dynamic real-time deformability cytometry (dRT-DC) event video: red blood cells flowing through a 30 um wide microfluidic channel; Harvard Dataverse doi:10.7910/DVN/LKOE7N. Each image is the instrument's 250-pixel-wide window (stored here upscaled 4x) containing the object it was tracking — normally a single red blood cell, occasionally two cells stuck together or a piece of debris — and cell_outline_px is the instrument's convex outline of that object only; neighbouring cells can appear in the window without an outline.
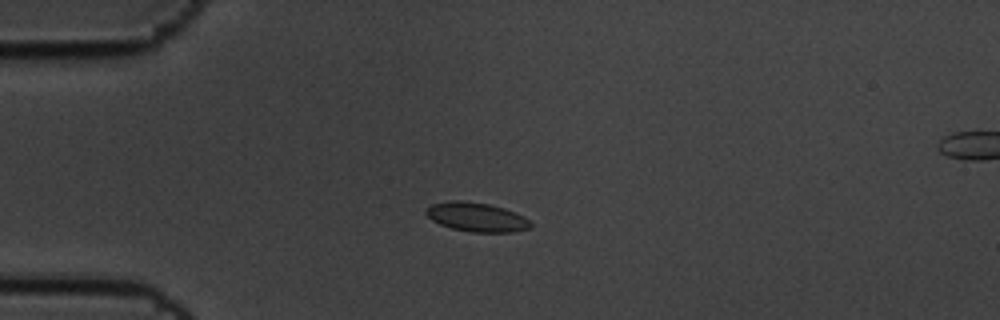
{"species": "common noctule bat (a hibernating species)", "species_latin": "Nyctalus noctula", "temperature_condition": "cold", "stored_images_in_passage": 9, "camera_frame_rate_fps": 3000, "um_per_image_px": 0.085, "animal": {"sex": "male", "body_mass_g": 19.5, "forearm_length_mm": 54.6}, "frame": {"image": 1, "passage_image": 4, "time_ms": 1.0, "image_size_px": [1000, 320], "cell_outline_px": [[532, 228], [512, 232], [472, 232], [452, 228], [440, 224], [432, 220], [424, 212], [424, 208], [432, 204], [452, 200], [460, 200], [488, 204], [504, 208], [524, 216], [532, 224]], "centroid_in_image_um": [40.5, 18.45], "position_along_channel_um": 44.5, "area_um2": 17.74}}
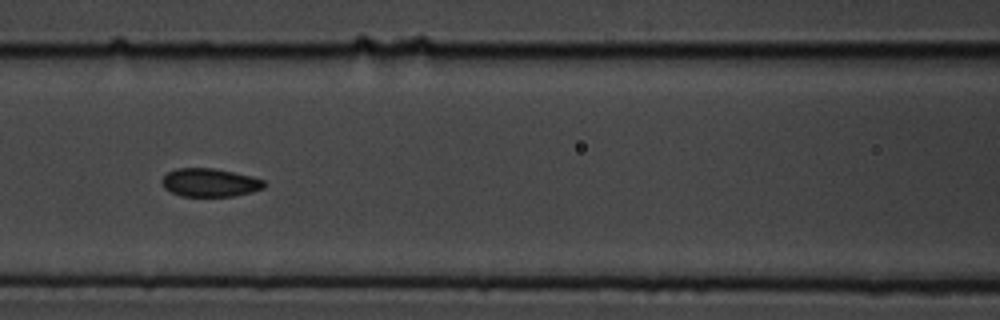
{"frame": {"image": 2, "passage_image": 7, "time_ms": 2.0, "image_size_px": [1000, 320], "cell_outline_px": [[264, 188], [252, 192], [232, 196], [180, 196], [164, 188], [164, 176], [168, 172], [176, 168], [212, 168], [252, 176], [264, 180]], "centroid_in_image_um": [17.86, 15.52], "position_along_channel_um": 148.7, "area_um2": 16.65}}
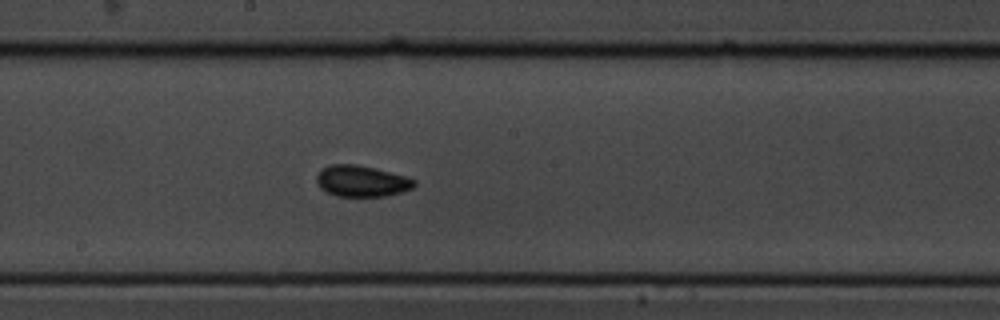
{"frame": {"image": 3, "passage_image": 9, "time_ms": 2.667, "image_size_px": [1000, 320], "cell_outline_px": [[416, 184], [412, 188], [388, 196], [336, 196], [320, 188], [316, 180], [316, 176], [320, 168], [332, 164], [356, 164], [404, 176], [416, 180]], "centroid_in_image_um": [30.7, 15.39], "position_along_channel_um": 217.5, "area_um2": 17.63}}